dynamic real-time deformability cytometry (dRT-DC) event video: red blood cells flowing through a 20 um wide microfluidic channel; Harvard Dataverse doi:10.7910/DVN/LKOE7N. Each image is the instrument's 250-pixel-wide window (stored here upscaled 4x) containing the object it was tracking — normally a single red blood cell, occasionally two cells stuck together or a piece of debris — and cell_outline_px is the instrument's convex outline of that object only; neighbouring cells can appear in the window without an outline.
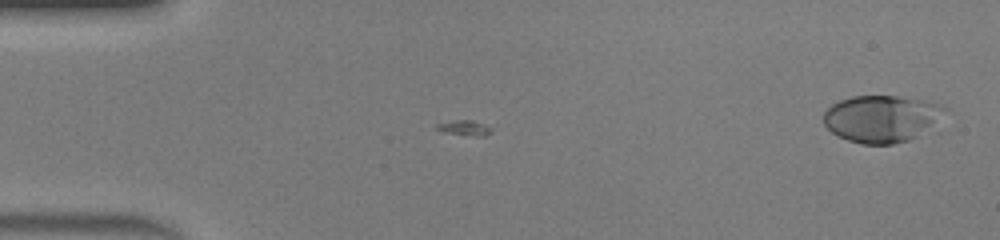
{"species": "human", "species_latin": "Homo sapiens", "temperature_condition": "warm", "stored_images_in_passage": 47, "camera_frame_rate_fps": 3000, "um_per_image_px": 0.085, "donor": {"sex": "male"}, "frame": {"image": 1, "passage_image": 2, "time_ms": 0.333, "image_size_px": [1000, 240], "cell_outline_px": [[952, 112], [916, 136], [908, 140], [892, 144], [860, 144], [848, 140], [832, 132], [824, 124], [824, 112], [832, 104], [840, 100], [852, 96], [896, 96], [928, 100], [940, 104], [948, 108]], "centroid_in_image_um": [75.0, 10.06], "position_along_channel_um": 10.0, "area_um2": 33.41}}
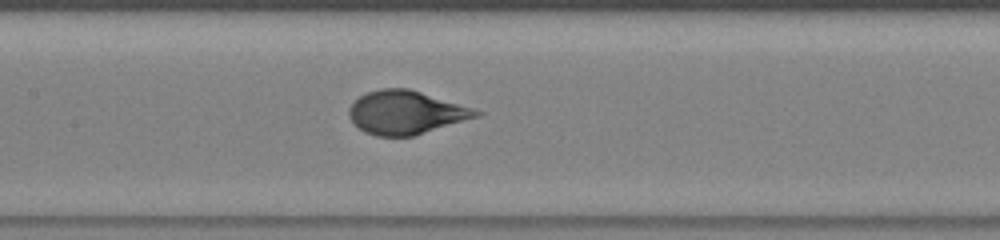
{"frame": {"image": 2, "passage_image": 23, "time_ms": 7.333, "image_size_px": [1000, 240], "cell_outline_px": [[484, 112], [480, 116], [412, 136], [376, 136], [364, 132], [348, 116], [348, 108], [360, 96], [368, 92], [380, 88], [408, 88], [472, 108]], "centroid_in_image_um": [34.48, 9.56], "position_along_channel_um": 172.9, "area_um2": 31.79}}
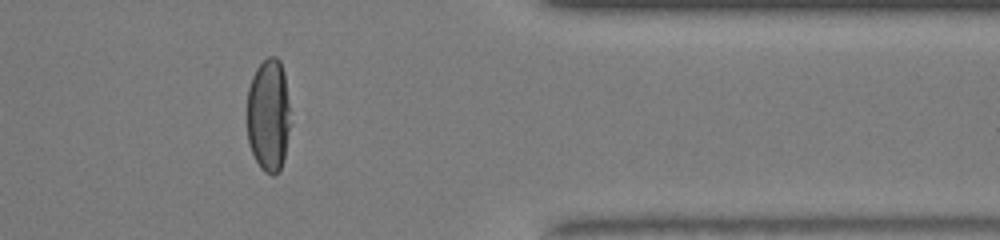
{"frame": {"image": 3, "passage_image": 39, "time_ms": 12.667, "image_size_px": [1000, 240], "cell_outline_px": [[292, 124], [284, 160], [280, 168], [272, 176], [264, 172], [260, 168], [252, 152], [248, 140], [248, 88], [252, 76], [256, 68], [268, 56], [276, 56], [280, 60], [284, 72]], "centroid_in_image_um": [22.86, 9.8], "position_along_channel_um": 388.5, "area_um2": 29.02}, "authors_computed_cell_mechanics": {"area_um2": 32.1368, "velocity_mm_per_s": 4.3737, "shape_relaxation_time_tau1_ms": 5.3111, "shape_relaxation_time_tau2_ms": null, "deformation_change_tau1": 0.2837, "deformation_change_tau2": null}}